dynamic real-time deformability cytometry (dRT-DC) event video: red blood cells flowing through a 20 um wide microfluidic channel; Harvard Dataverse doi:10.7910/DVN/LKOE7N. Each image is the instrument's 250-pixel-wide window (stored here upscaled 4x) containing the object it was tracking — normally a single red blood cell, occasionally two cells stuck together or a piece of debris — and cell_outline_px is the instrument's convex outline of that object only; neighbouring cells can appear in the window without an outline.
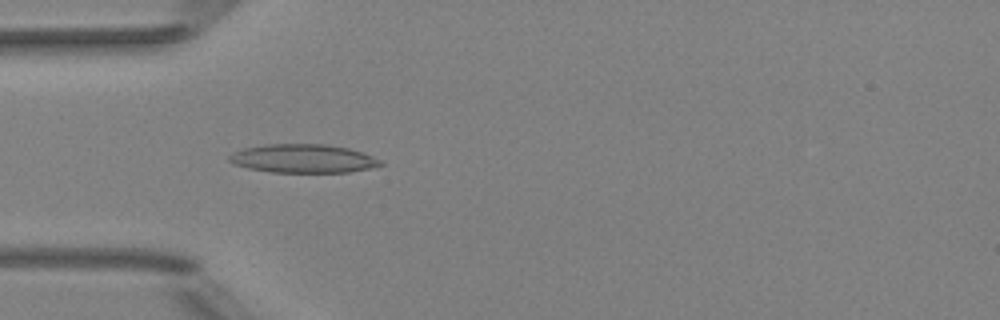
{"species": "Egyptian fruit bat (a non-hibernating species)", "species_latin": "Rousettus aegyptiacus", "temperature_condition": "room temperature", "stored_images_in_passage": 46, "camera_frame_rate_fps": 3000, "um_per_image_px": 0.085, "animal": {"sex": "female"}, "frame": {"image": 1, "passage_image": 11, "time_ms": 3.333, "image_size_px": [1000, 320], "cell_outline_px": [[384, 164], [368, 168], [348, 172], [272, 172], [248, 168], [236, 164], [228, 160], [228, 156], [232, 152], [244, 148], [268, 144], [324, 144], [348, 148], [372, 156], [380, 160]], "centroid_in_image_um": [25.73, 13.47], "position_along_channel_um": 59.3, "area_um2": 24.91}}
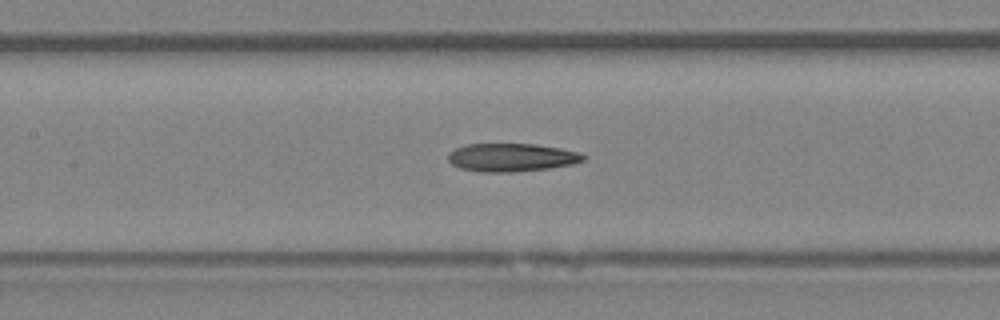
{"frame": {"image": 2, "passage_image": 19, "time_ms": 6.0, "image_size_px": [1000, 320], "cell_outline_px": [[588, 156], [584, 160], [572, 164], [548, 168], [512, 172], [480, 172], [460, 168], [452, 164], [448, 160], [448, 152], [456, 148], [468, 144], [536, 144], [560, 148], [580, 152]], "centroid_in_image_um": [43.49, 13.38], "position_along_channel_um": 163.9, "area_um2": 22.25}}
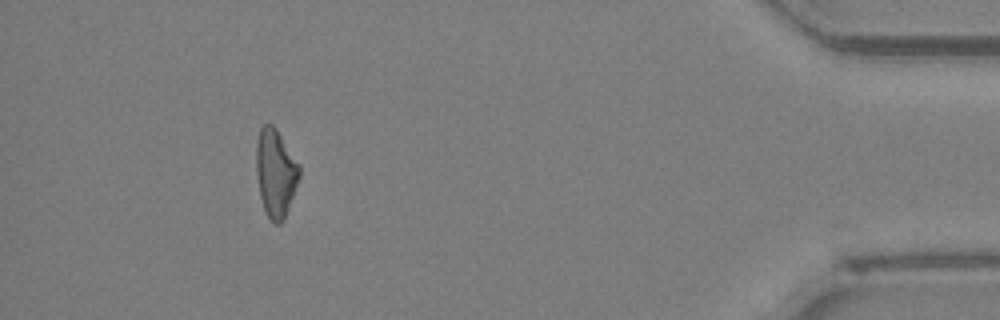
{"frame": {"image": 3, "passage_image": 42, "time_ms": 13.667, "image_size_px": [1000, 320], "cell_outline_px": [[300, 176], [284, 220], [280, 224], [276, 224], [268, 216], [264, 208], [260, 196], [256, 172], [256, 140], [260, 128], [264, 124], [272, 124], [276, 128], [300, 164]], "centroid_in_image_um": [23.43, 14.67], "position_along_channel_um": 411.8, "area_um2": 22.14}}